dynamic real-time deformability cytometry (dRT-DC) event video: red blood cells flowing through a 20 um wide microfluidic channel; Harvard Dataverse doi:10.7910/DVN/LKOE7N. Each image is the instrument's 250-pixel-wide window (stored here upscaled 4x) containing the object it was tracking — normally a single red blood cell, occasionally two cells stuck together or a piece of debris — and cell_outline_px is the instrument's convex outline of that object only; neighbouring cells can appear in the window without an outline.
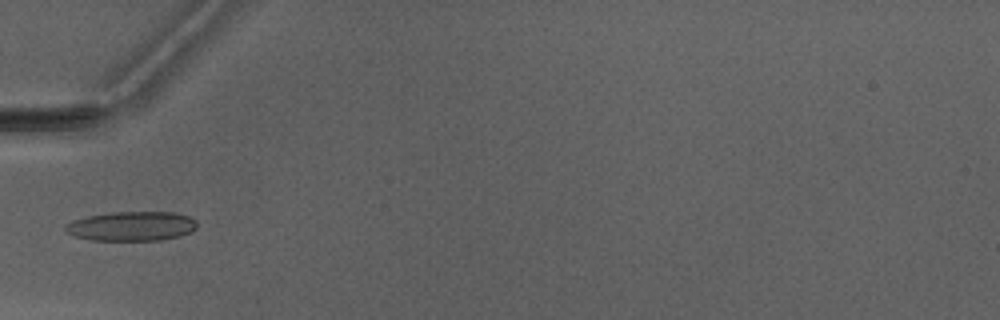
{"species": "Egyptian fruit bat (a non-hibernating species)", "species_latin": "Rousettus aegyptiacus", "temperature_condition": "warm", "stored_images_in_passage": 2, "camera_frame_rate_fps": 3000, "um_per_image_px": 0.085, "animal": {"sex": "male"}, "frame": {"image": 1, "passage_image": 2, "time_ms": 1.0, "image_size_px": [1000, 320], "cell_outline_px": [[196, 228], [180, 236], [160, 240], [92, 240], [72, 236], [64, 228], [72, 220], [84, 216], [112, 212], [176, 212], [188, 216], [196, 220]], "centroid_in_image_um": [11.17, 19.22], "position_along_channel_um": 73.8, "area_um2": 22.6}}